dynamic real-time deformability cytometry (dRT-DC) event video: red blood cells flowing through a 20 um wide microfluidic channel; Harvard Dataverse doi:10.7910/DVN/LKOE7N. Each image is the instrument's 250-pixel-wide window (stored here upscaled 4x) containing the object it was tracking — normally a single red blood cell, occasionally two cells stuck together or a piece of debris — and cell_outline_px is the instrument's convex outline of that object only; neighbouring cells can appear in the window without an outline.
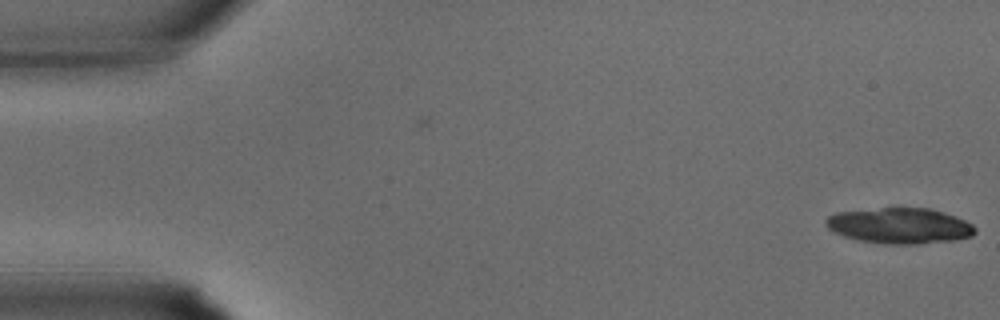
{"species": "common noctule bat (a hibernating species)", "species_latin": "Nyctalus noctula", "temperature_condition": "warm", "stored_images_in_passage": 34, "camera_frame_rate_fps": 3000, "um_per_image_px": 0.085, "animal": {"sex": "male", "body_mass_g": 15.6}, "frame": {"image": 1, "passage_image": 1, "time_ms": 0.0, "image_size_px": [1000, 320], "cell_outline_px": [[976, 232], [972, 236], [952, 240], [920, 244], [884, 244], [856, 240], [832, 232], [824, 224], [824, 220], [828, 216], [836, 212], [896, 204], [900, 204], [928, 208], [956, 216], [972, 224], [976, 228]], "centroid_in_image_um": [76.41, 19.14], "position_along_channel_um": 8.6, "area_um2": 32.37}}
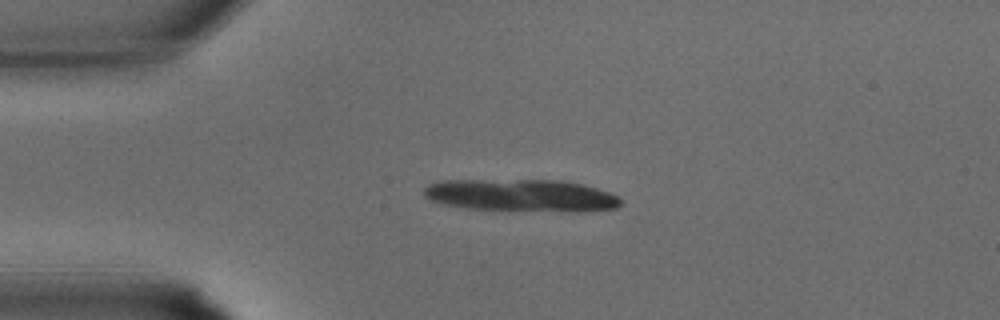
{"frame": {"image": 2, "passage_image": 8, "time_ms": 2.333, "image_size_px": [1000, 320], "cell_outline_px": [[620, 204], [616, 208], [464, 208], [444, 204], [432, 200], [424, 196], [424, 188], [428, 184], [440, 180], [564, 180], [584, 184], [620, 196]], "centroid_in_image_um": [44.16, 16.52], "position_along_channel_um": 40.8, "area_um2": 34.97}}
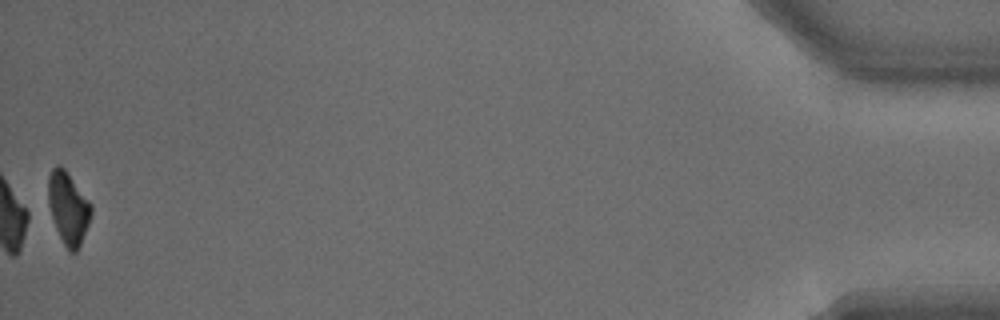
{"frame": {"image": 3, "passage_image": 34, "time_ms": 11.0, "image_size_px": [1000, 320], "cell_outline_px": [[92, 216], [80, 244], [76, 252], [72, 252], [64, 244], [56, 228], [48, 204], [48, 176], [52, 168], [56, 164], [60, 164], [64, 168], [92, 204]], "centroid_in_image_um": [5.8, 17.63], "position_along_channel_um": 429.4, "area_um2": 17.92}}